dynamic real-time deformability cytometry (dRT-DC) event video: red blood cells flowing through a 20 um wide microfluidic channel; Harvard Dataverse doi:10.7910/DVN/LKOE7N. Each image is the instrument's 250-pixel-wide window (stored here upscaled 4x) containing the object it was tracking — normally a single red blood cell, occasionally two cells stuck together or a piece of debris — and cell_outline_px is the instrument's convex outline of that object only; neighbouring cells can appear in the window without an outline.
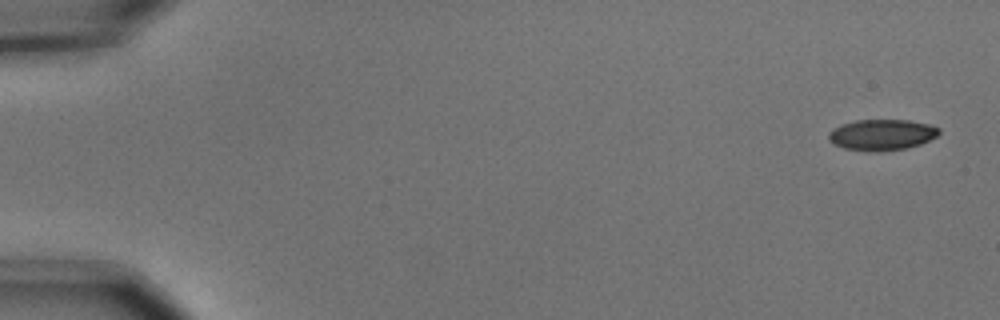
{"species": "common noctule bat (a hibernating species)", "species_latin": "Nyctalus noctula", "temperature_condition": "cold", "stored_images_in_passage": 6, "camera_frame_rate_fps": 3000, "um_per_image_px": 0.085, "animal": {"sex": "male", "body_mass_g": 15.6}, "frame": {"image": 1, "passage_image": 1, "time_ms": 0.0, "image_size_px": [1000, 320], "cell_outline_px": [[940, 132], [936, 136], [920, 144], [904, 148], [880, 152], [872, 152], [844, 148], [828, 140], [828, 132], [832, 128], [840, 124], [856, 120], [908, 120], [928, 124], [940, 128]], "centroid_in_image_um": [74.92, 11.45], "position_along_channel_um": 10.1, "area_um2": 19.94}}
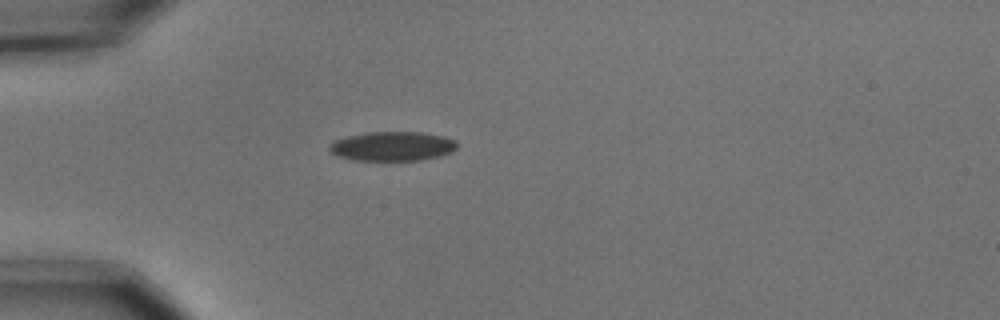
{"frame": {"image": 2, "passage_image": 5, "time_ms": 1.333, "image_size_px": [1000, 320], "cell_outline_px": [[456, 148], [452, 152], [440, 156], [420, 160], [352, 160], [336, 156], [328, 148], [328, 144], [336, 140], [348, 136], [368, 132], [420, 132], [444, 136], [456, 140]], "centroid_in_image_um": [33.35, 12.43], "position_along_channel_um": 51.7, "area_um2": 21.85}}